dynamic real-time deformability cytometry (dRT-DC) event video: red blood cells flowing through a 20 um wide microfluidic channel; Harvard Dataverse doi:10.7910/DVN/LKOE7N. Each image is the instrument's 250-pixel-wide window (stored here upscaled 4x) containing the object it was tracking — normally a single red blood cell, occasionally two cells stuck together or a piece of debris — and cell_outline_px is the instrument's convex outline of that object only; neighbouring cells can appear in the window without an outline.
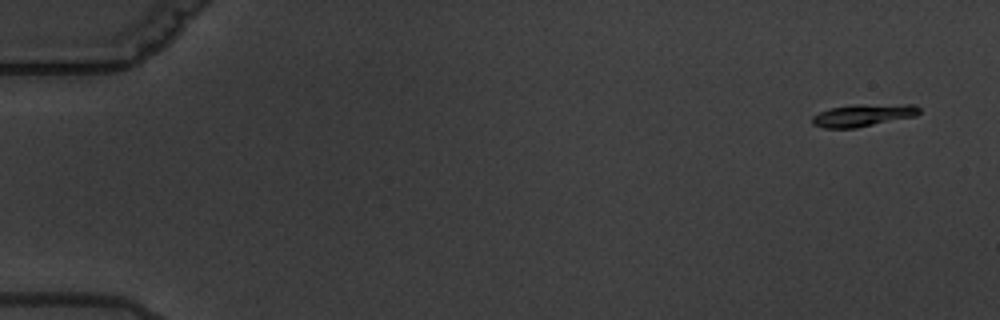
{"species": "common noctule bat (a hibernating species)", "species_latin": "Nyctalus noctula", "temperature_condition": "warm", "stored_images_in_passage": 10, "camera_frame_rate_fps": 3000, "um_per_image_px": 0.085, "animal": {"sex": "male", "body_mass_g": 19.5, "forearm_length_mm": 54.6}, "frame": {"image": 1, "passage_image": 1, "time_ms": 0.0, "image_size_px": [1000, 320], "cell_outline_px": [[920, 112], [916, 116], [856, 128], [824, 128], [812, 124], [812, 116], [828, 108], [852, 104], [916, 104], [920, 108]], "centroid_in_image_um": [73.38, 9.78], "position_along_channel_um": 11.6, "area_um2": 14.22}}
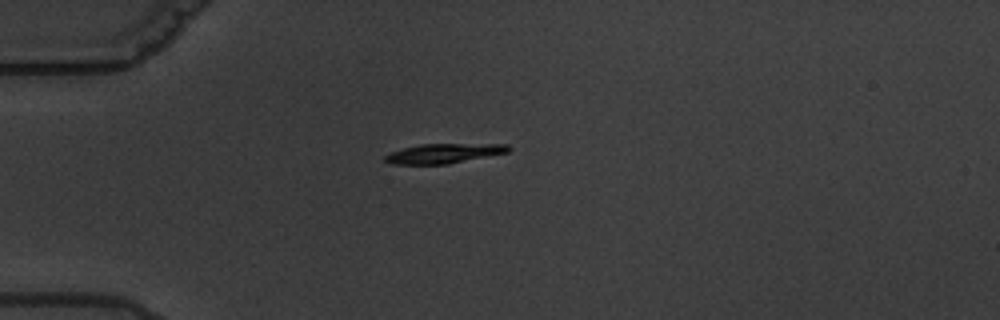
{"frame": {"image": 2, "passage_image": 5, "time_ms": 4.667, "image_size_px": [1000, 320], "cell_outline_px": [[512, 148], [508, 152], [448, 164], [392, 164], [384, 160], [384, 156], [392, 152], [404, 148], [420, 144], [508, 144]], "centroid_in_image_um": [37.74, 13.04], "position_along_channel_um": 47.3, "area_um2": 13.99}}